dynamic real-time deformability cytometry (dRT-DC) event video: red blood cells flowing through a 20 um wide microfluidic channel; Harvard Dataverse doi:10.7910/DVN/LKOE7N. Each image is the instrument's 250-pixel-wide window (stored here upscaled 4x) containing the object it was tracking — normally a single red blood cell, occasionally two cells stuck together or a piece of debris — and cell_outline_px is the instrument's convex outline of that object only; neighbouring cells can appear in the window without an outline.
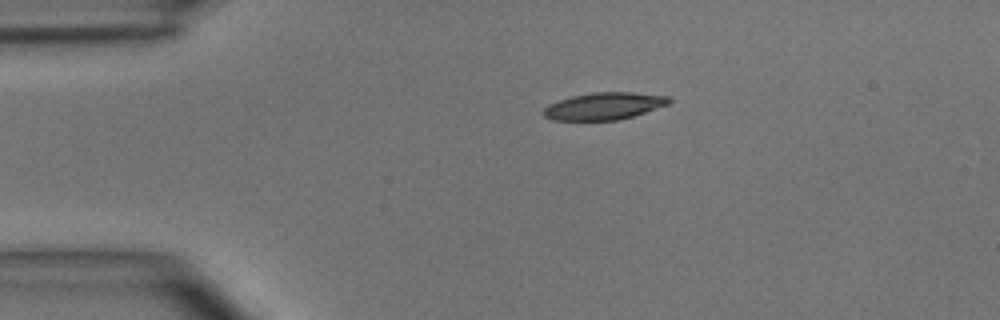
{"species": "common noctule bat (a hibernating species)", "species_latin": "Nyctalus noctula", "temperature_condition": "room temperature", "stored_images_in_passage": 40, "camera_frame_rate_fps": 3000, "um_per_image_px": 0.085, "animal": {"sex": "male", "body_mass_g": 15.6}, "frame": {"image": 1, "passage_image": 1, "time_ms": 0.0, "image_size_px": [1000, 320], "cell_outline_px": [[672, 100], [668, 104], [620, 120], [552, 120], [544, 116], [544, 108], [548, 104], [572, 96], [592, 92], [632, 92], [668, 96]], "centroid_in_image_um": [51.33, 9.01], "position_along_channel_um": 33.7, "area_um2": 19.71}}
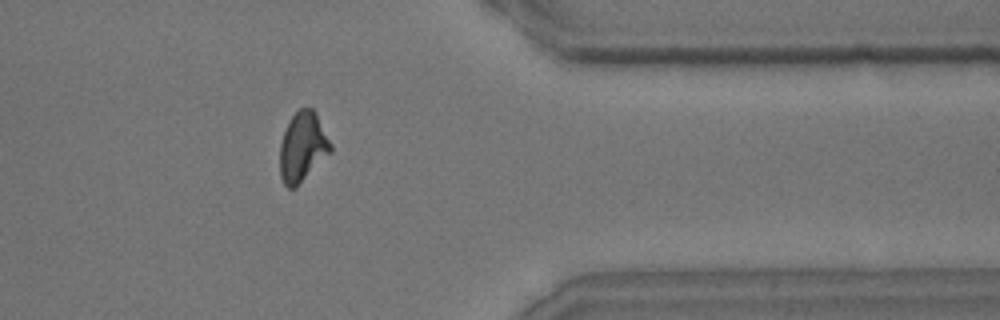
{"frame": {"image": 2, "passage_image": 31, "time_ms": 10.0, "image_size_px": [1000, 320], "cell_outline_px": [[332, 152], [296, 188], [288, 188], [284, 184], [280, 176], [280, 144], [288, 120], [300, 108], [312, 108], [316, 112], [332, 144]], "centroid_in_image_um": [25.74, 12.5], "position_along_channel_um": 385.7, "area_um2": 20.81}}
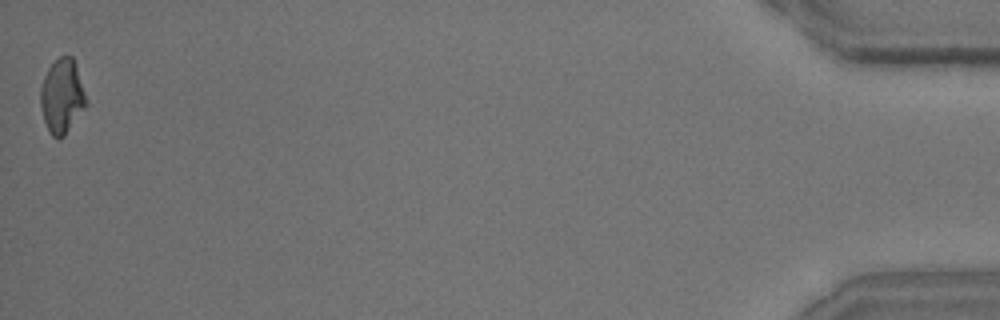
{"frame": {"image": 3, "passage_image": 40, "time_ms": 13.0, "image_size_px": [1000, 320], "cell_outline_px": [[88, 104], [64, 136], [60, 140], [56, 140], [52, 136], [44, 120], [40, 104], [40, 88], [44, 76], [48, 68], [60, 56], [72, 56], [76, 64], [88, 100]], "centroid_in_image_um": [5.29, 8.19], "position_along_channel_um": 429.9, "area_um2": 19.94}, "authors_computed_cell_mechanics": {"area_um2": 20.2878, "velocity_mm_per_s": 4.0575, "shape_relaxation_time_tau1_ms": 4.5076, "shape_relaxation_time_tau2_ms": 2.7676, "deformation_change_tau1": 0.1744, "deformation_change_tau2": 0.1107}}